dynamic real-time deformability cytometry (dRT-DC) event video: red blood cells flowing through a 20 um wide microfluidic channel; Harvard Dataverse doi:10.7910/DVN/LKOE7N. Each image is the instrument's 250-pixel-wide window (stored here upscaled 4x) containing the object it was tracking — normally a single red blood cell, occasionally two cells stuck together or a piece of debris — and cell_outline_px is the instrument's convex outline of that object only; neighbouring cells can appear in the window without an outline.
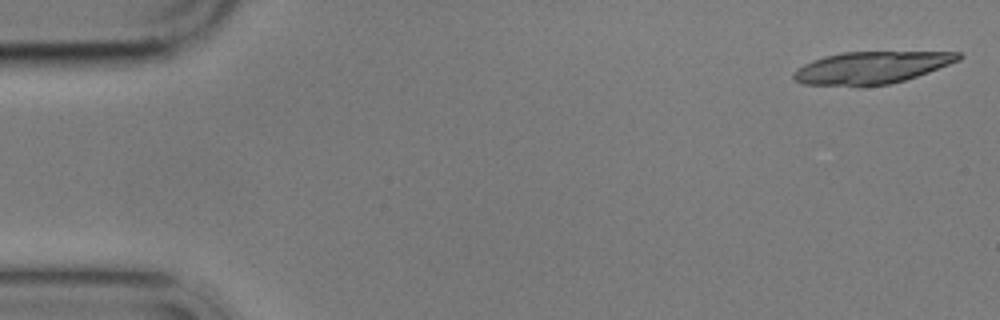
{"species": "common noctule bat (a hibernating species)", "species_latin": "Nyctalus noctula", "temperature_condition": "cold", "stored_images_in_passage": 6, "camera_frame_rate_fps": 3000, "um_per_image_px": 0.085, "animal": {"sex": "male", "body_mass_g": 17.9}, "frame": {"image": 1, "passage_image": 1, "time_ms": 0.0, "image_size_px": [1000, 320], "cell_outline_px": [[964, 56], [960, 60], [928, 72], [904, 80], [888, 84], [864, 88], [856, 88], [804, 84], [796, 80], [792, 76], [804, 64], [812, 60], [824, 56], [844, 52], [960, 52]], "centroid_in_image_um": [74.06, 5.78], "position_along_channel_um": 10.9, "area_um2": 31.27}}
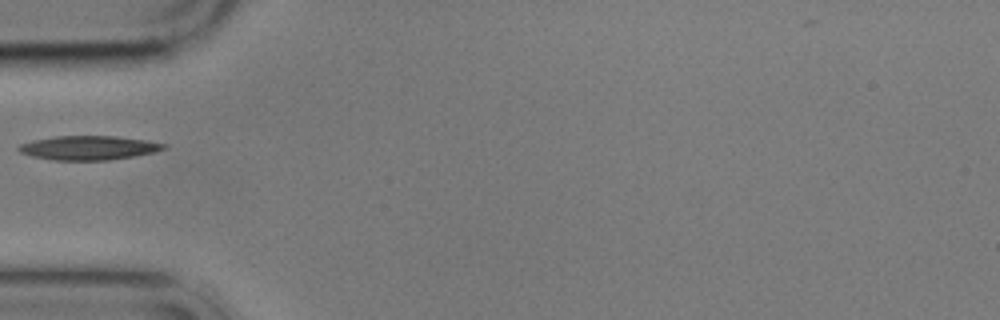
{"frame": {"image": 2, "passage_image": 6, "time_ms": 5.667, "image_size_px": [1000, 320], "cell_outline_px": [[168, 148], [152, 152], [132, 156], [108, 160], [52, 160], [32, 156], [20, 152], [16, 148], [20, 144], [32, 140], [56, 136], [116, 136], [148, 140], [168, 144]], "centroid_in_image_um": [7.54, 12.55], "position_along_channel_um": 77.5, "area_um2": 20.4}}